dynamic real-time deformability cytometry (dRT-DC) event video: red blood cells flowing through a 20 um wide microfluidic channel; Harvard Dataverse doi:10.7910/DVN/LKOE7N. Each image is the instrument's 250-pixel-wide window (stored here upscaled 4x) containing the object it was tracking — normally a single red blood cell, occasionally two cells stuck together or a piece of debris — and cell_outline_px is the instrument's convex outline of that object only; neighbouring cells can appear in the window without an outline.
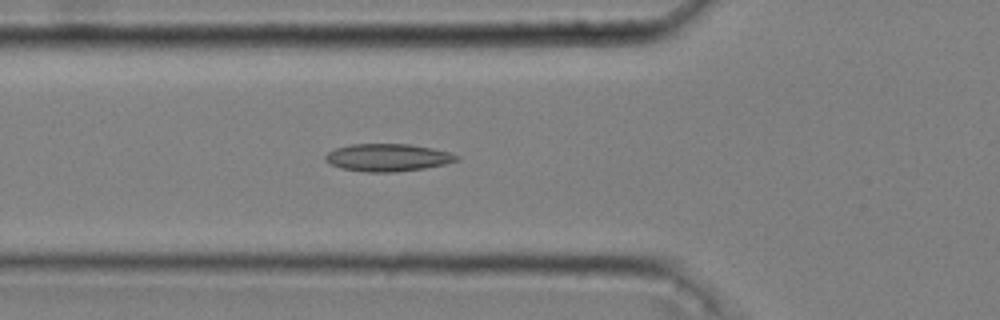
{"species": "common noctule bat (a hibernating species)", "species_latin": "Nyctalus noctula", "temperature_condition": "cold", "stored_images_in_passage": 49, "camera_frame_rate_fps": 3000, "um_per_image_px": 0.085, "animal": {"sex": "male", "body_mass_g": 20.4}, "frame": {"image": 1, "passage_image": 19, "time_ms": 6.0, "image_size_px": [1000, 320], "cell_outline_px": [[460, 160], [444, 164], [424, 168], [396, 172], [368, 172], [340, 168], [324, 160], [324, 156], [328, 152], [336, 148], [348, 144], [408, 144], [432, 148], [448, 152], [460, 156]], "centroid_in_image_um": [32.95, 13.39], "position_along_channel_um": 92.9, "area_um2": 21.04}}
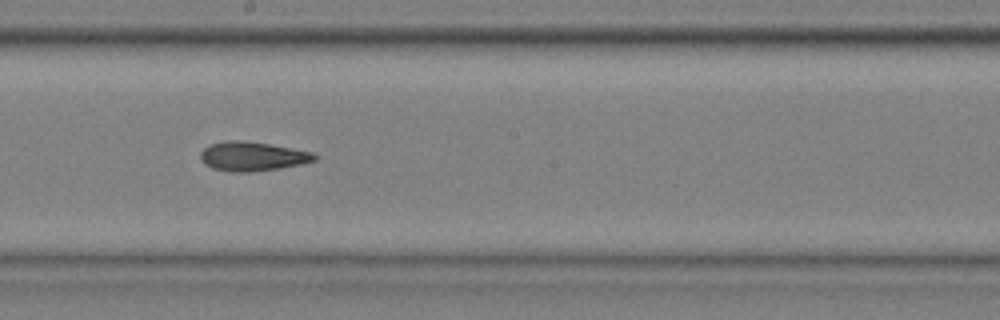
{"frame": {"image": 2, "passage_image": 30, "time_ms": 9.667, "image_size_px": [1000, 320], "cell_outline_px": [[320, 156], [316, 160], [300, 164], [280, 168], [248, 172], [232, 172], [212, 168], [204, 164], [200, 160], [200, 152], [208, 144], [228, 140], [244, 140], [268, 144], [312, 152]], "centroid_in_image_um": [21.42, 13.28], "position_along_channel_um": 226.8, "area_um2": 19.48}}
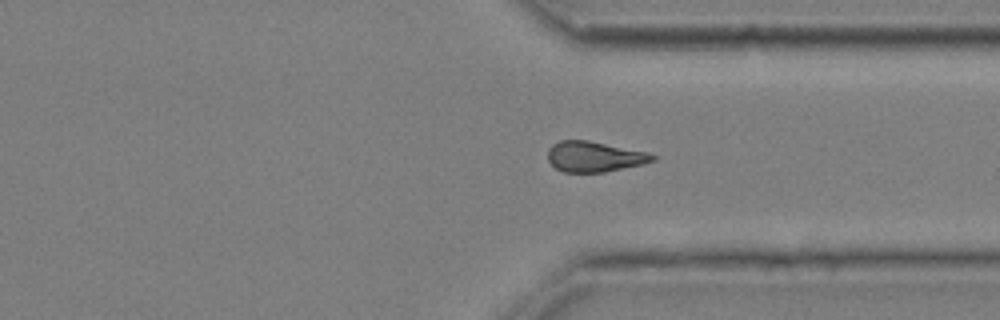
{"frame": {"image": 3, "passage_image": 41, "time_ms": 13.333, "image_size_px": [1000, 320], "cell_outline_px": [[656, 160], [640, 164], [604, 172], [564, 172], [556, 168], [548, 160], [548, 148], [552, 144], [560, 140], [588, 140], [648, 152], [656, 156]], "centroid_in_image_um": [50.5, 13.3], "position_along_channel_um": 360.9, "area_um2": 18.5}}